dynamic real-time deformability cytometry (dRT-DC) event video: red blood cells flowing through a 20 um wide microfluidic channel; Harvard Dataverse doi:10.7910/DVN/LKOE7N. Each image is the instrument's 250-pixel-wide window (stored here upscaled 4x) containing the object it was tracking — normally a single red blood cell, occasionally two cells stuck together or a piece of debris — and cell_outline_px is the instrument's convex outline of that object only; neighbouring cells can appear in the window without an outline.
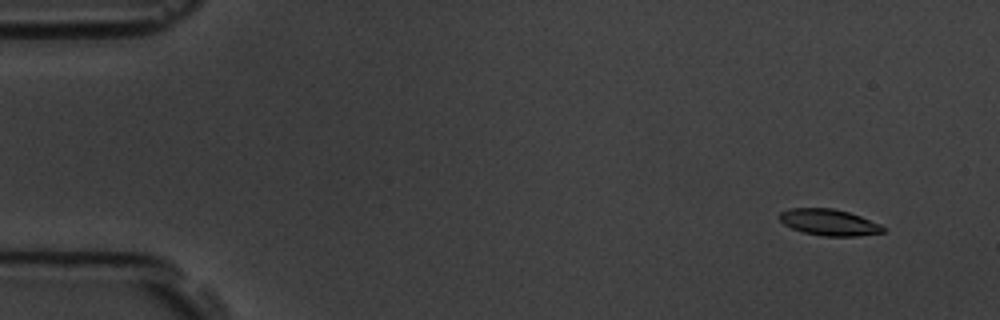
{"species": "common noctule bat (a hibernating species)", "species_latin": "Nyctalus noctula", "temperature_condition": "room temperature", "stored_images_in_passage": 7, "camera_frame_rate_fps": 3000, "um_per_image_px": 0.085, "animal": {"sex": "male", "body_mass_g": 19.5, "forearm_length_mm": 54.6}, "frame": {"image": 1, "passage_image": 2, "time_ms": 1.333, "image_size_px": [1000, 320], "cell_outline_px": [[884, 232], [856, 236], [824, 236], [804, 232], [792, 228], [784, 224], [780, 220], [780, 212], [788, 208], [832, 208], [848, 212], [860, 216], [880, 224], [884, 228]], "centroid_in_image_um": [70.45, 18.89], "position_along_channel_um": 14.5, "area_um2": 15.72}}
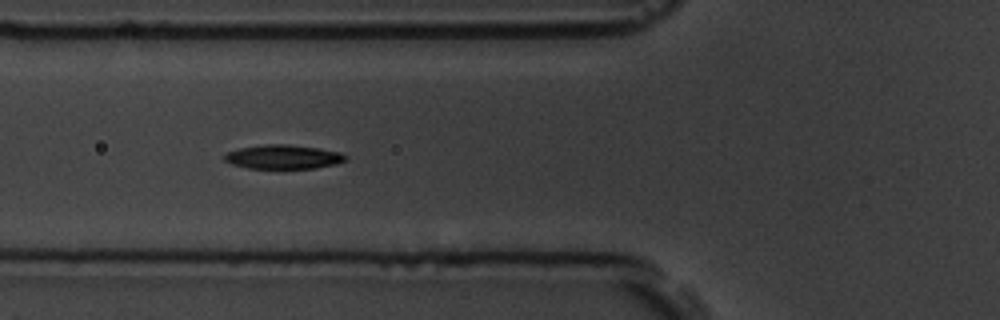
{"frame": {"image": 2, "passage_image": 6, "time_ms": 6.667, "image_size_px": [1000, 320], "cell_outline_px": [[348, 160], [336, 164], [316, 168], [248, 168], [232, 164], [224, 160], [224, 156], [228, 152], [240, 148], [264, 144], [288, 144], [316, 148], [340, 152], [348, 156]], "centroid_in_image_um": [24.11, 13.33], "position_along_channel_um": 101.7, "area_um2": 16.94}}
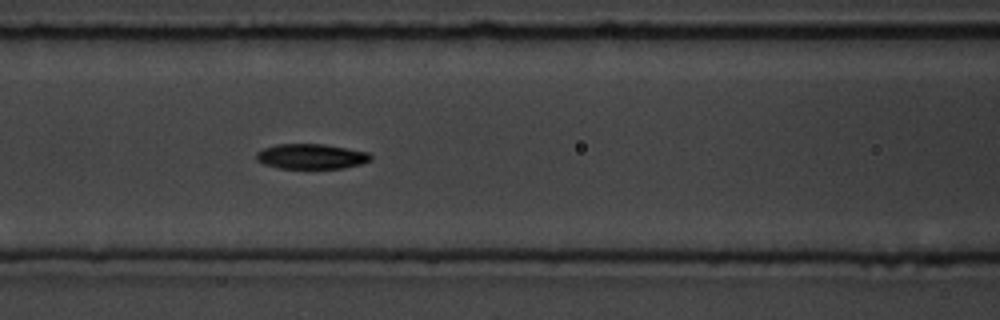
{"frame": {"image": 3, "passage_image": 7, "time_ms": 7.667, "image_size_px": [1000, 320], "cell_outline_px": [[372, 160], [360, 164], [344, 168], [276, 168], [264, 164], [256, 160], [256, 152], [264, 148], [276, 144], [324, 144], [368, 152], [372, 156]], "centroid_in_image_um": [26.44, 13.29], "position_along_channel_um": 140.2, "area_um2": 16.76}}